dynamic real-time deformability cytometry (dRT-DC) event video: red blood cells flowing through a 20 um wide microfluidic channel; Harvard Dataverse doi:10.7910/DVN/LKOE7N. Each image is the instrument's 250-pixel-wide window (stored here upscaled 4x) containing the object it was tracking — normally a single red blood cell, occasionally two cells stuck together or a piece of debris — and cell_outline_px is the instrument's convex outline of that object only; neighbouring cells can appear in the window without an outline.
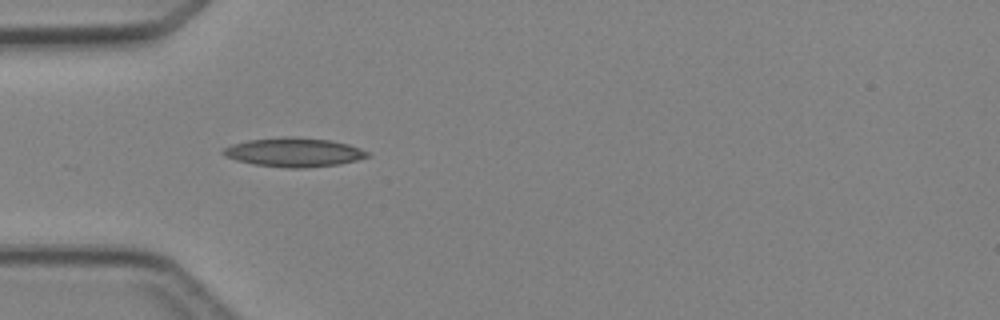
{"species": "Egyptian fruit bat (a non-hibernating species)", "species_latin": "Rousettus aegyptiacus", "temperature_condition": "cold", "stored_images_in_passage": 2, "camera_frame_rate_fps": 3000, "um_per_image_px": 0.085, "animal": {"sex": "female"}, "frame": {"image": 1, "passage_image": 1, "time_ms": 0.0, "image_size_px": [1000, 320], "cell_outline_px": [[372, 156], [340, 164], [304, 168], [288, 168], [252, 164], [236, 160], [224, 156], [220, 152], [224, 148], [232, 144], [248, 140], [288, 136], [292, 136], [328, 140], [348, 144], [360, 148], [368, 152]], "centroid_in_image_um": [24.97, 12.95], "position_along_channel_um": 60.0, "area_um2": 24.45}}
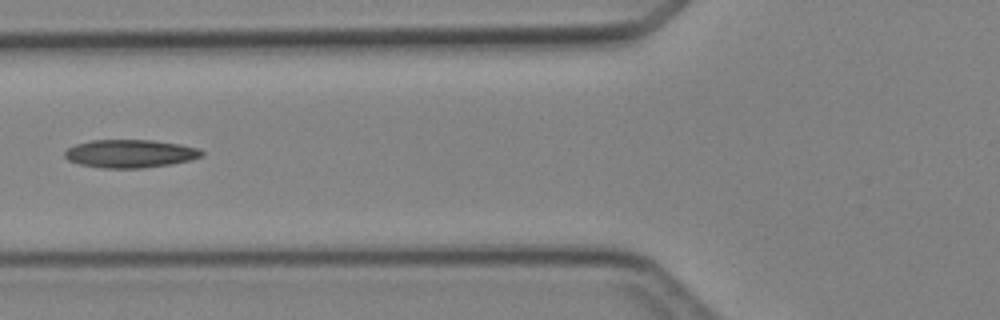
{"frame": {"image": 2, "passage_image": 2, "time_ms": 1.333, "image_size_px": [1000, 320], "cell_outline_px": [[204, 156], [192, 160], [172, 164], [144, 168], [104, 168], [80, 164], [68, 160], [64, 156], [64, 152], [68, 148], [76, 144], [92, 140], [152, 140], [180, 144], [200, 148], [204, 152]], "centroid_in_image_um": [11.11, 13.06], "position_along_channel_um": 114.7, "area_um2": 22.6}}